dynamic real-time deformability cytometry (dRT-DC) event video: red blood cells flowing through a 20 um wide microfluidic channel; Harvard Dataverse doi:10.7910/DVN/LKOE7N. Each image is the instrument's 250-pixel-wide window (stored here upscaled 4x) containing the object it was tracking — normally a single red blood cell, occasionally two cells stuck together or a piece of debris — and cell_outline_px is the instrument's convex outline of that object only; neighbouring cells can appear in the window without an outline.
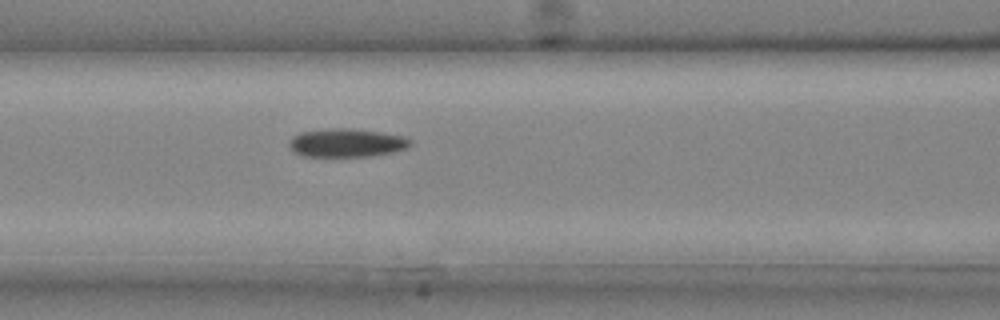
{"species": "common noctule bat (a hibernating species)", "species_latin": "Nyctalus noctula", "temperature_condition": "cold", "stored_images_in_passage": 22, "camera_frame_rate_fps": 3000, "um_per_image_px": 0.085, "animal": {"sex": "male", "body_mass_g": 20.4}, "frame": {"image": 1, "passage_image": 6, "time_ms": 1.667, "image_size_px": [1000, 320], "cell_outline_px": [[412, 144], [408, 148], [392, 152], [368, 156], [300, 156], [292, 152], [288, 144], [288, 140], [292, 136], [300, 132], [332, 128], [352, 128], [404, 136], [412, 140]], "centroid_in_image_um": [29.42, 12.14], "position_along_channel_um": 137.2, "area_um2": 20.23}}
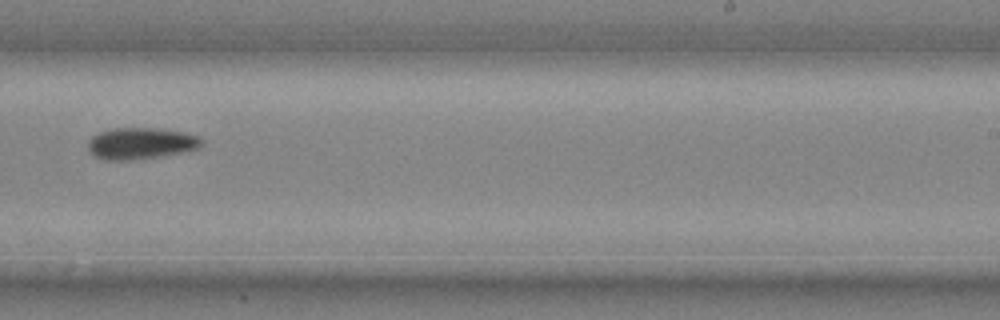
{"frame": {"image": 2, "passage_image": 13, "time_ms": 4.0, "image_size_px": [1000, 320], "cell_outline_px": [[204, 144], [200, 148], [184, 152], [160, 156], [128, 160], [104, 160], [96, 156], [88, 148], [88, 140], [92, 136], [100, 132], [116, 128], [152, 128], [184, 132], [200, 136], [204, 140]], "centroid_in_image_um": [12.03, 12.18], "position_along_channel_um": 277.0, "area_um2": 20.87}}
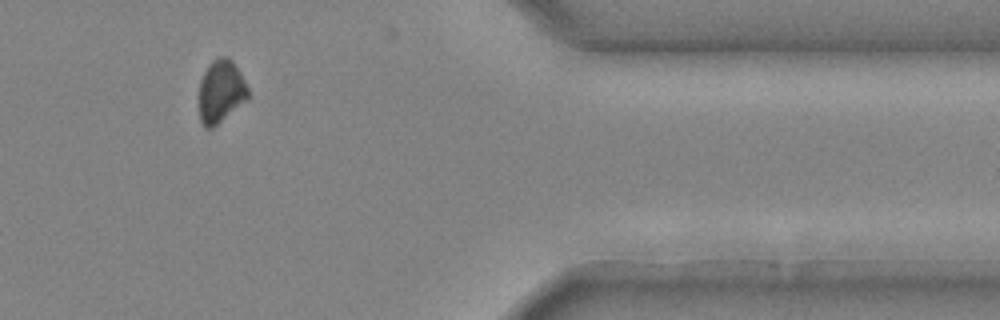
{"frame": {"image": 3, "passage_image": 20, "time_ms": 6.333, "image_size_px": [1000, 320], "cell_outline_px": [[248, 100], [212, 128], [204, 128], [200, 120], [200, 80], [208, 64], [212, 60], [220, 56], [228, 56], [232, 60], [240, 72], [248, 88]], "centroid_in_image_um": [18.78, 7.76], "position_along_channel_um": 392.6, "area_um2": 17.98}}